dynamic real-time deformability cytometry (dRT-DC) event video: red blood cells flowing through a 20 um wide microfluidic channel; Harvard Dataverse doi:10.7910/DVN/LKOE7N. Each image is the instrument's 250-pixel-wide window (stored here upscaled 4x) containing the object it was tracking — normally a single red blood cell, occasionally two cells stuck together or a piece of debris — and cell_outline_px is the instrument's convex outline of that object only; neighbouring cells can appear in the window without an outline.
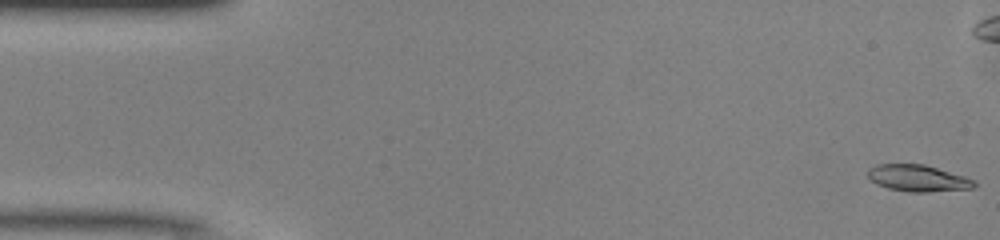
{"species": "common noctule bat (a hibernating species)", "species_latin": "Nyctalus noctula", "temperature_condition": "warm", "stored_images_in_passage": 49, "camera_frame_rate_fps": 3000, "um_per_image_px": 0.085, "animal": {"sex": "male", "body_mass_g": 13.0, "forearm_length_mm": 53.1}, "frame": {"image": 1, "passage_image": 1, "time_ms": 0.0, "image_size_px": [1000, 240], "cell_outline_px": [[976, 184], [972, 188], [928, 192], [908, 192], [888, 188], [876, 184], [868, 176], [868, 168], [876, 164], [924, 164], [964, 176], [976, 180]], "centroid_in_image_um": [78.01, 15.14], "position_along_channel_um": 7.0, "area_um2": 16.47}}
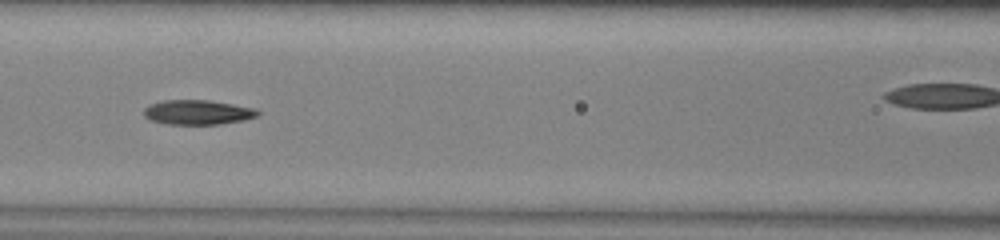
{"frame": {"image": 2, "passage_image": 21, "time_ms": 6.667, "image_size_px": [1000, 240], "cell_outline_px": [[260, 116], [244, 120], [220, 124], [168, 124], [152, 120], [144, 116], [144, 108], [148, 104], [164, 100], [208, 100], [256, 108], [260, 112]], "centroid_in_image_um": [16.83, 9.54], "position_along_channel_um": 149.8, "area_um2": 16.42}}
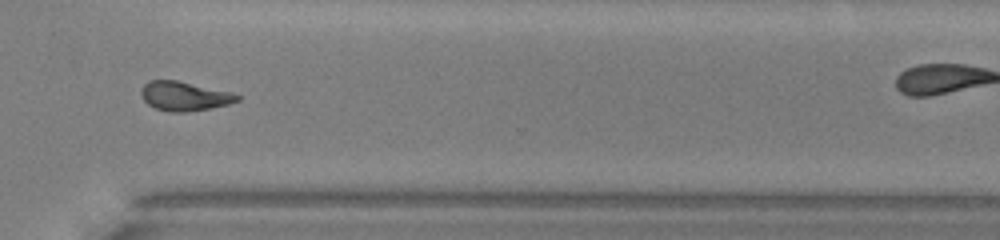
{"frame": {"image": 3, "passage_image": 36, "time_ms": 11.667, "image_size_px": [1000, 240], "cell_outline_px": [[240, 100], [228, 104], [188, 112], [168, 112], [156, 108], [148, 104], [144, 100], [140, 92], [144, 84], [148, 80], [176, 80], [232, 92], [240, 96]], "centroid_in_image_um": [15.66, 8.17], "position_along_channel_um": 354.9, "area_um2": 16.3}, "authors_computed_cell_mechanics": {"area_um2": 16.3574, "velocity_mm_per_s": 4.1032, "shape_relaxation_time_tau1_ms": null, "shape_relaxation_time_tau2_ms": 6.0309, "deformation_change_tau1": null, "deformation_change_tau2": 0.1467}}